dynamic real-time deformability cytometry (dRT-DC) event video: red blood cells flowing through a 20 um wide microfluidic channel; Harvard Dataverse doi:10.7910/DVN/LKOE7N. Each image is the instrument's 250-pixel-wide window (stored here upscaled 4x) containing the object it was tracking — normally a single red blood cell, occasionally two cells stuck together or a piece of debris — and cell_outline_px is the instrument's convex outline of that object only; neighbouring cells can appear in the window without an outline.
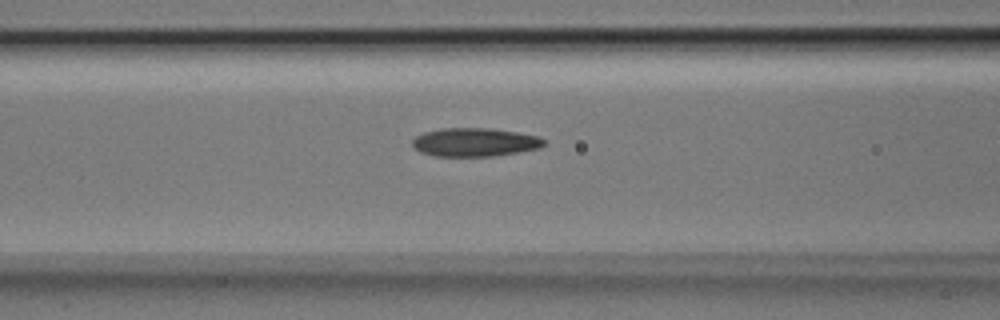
{"species": "Egyptian fruit bat (a non-hibernating species)", "species_latin": "Rousettus aegyptiacus", "temperature_condition": "room temperature", "stored_images_in_passage": 16, "camera_frame_rate_fps": 3000, "um_per_image_px": 0.085, "animal": {"sex": "male"}, "frame": {"image": 1, "passage_image": 14, "time_ms": 4.333, "image_size_px": [1000, 320], "cell_outline_px": [[544, 144], [540, 148], [492, 156], [436, 156], [420, 152], [412, 144], [412, 140], [416, 136], [424, 132], [440, 128], [492, 128], [540, 136], [544, 140]], "centroid_in_image_um": [40.34, 12.08], "position_along_channel_um": 126.3, "area_um2": 21.79}}